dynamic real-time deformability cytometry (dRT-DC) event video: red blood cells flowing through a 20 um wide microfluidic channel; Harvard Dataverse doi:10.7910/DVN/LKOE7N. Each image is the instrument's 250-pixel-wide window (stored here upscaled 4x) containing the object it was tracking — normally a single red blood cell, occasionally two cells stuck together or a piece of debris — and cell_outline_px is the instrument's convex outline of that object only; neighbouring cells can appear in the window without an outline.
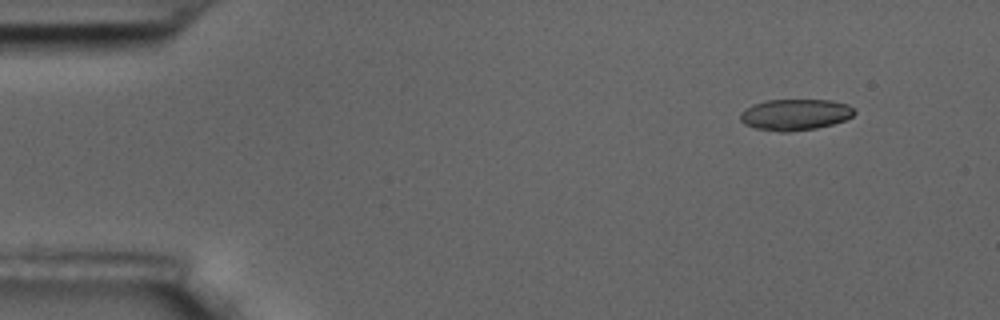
{"species": "common noctule bat (a hibernating species)", "species_latin": "Nyctalus noctula", "temperature_condition": "room temperature", "stored_images_in_passage": 5, "camera_frame_rate_fps": 3000, "um_per_image_px": 0.085, "animal": {"sex": "male", "body_mass_g": 17.5, "forearm_length_mm": 52.3}, "frame": {"image": 1, "passage_image": 2, "time_ms": 0.333, "image_size_px": [1000, 320], "cell_outline_px": [[856, 112], [852, 116], [844, 120], [832, 124], [816, 128], [788, 132], [780, 132], [756, 128], [744, 124], [740, 120], [740, 112], [752, 104], [768, 100], [832, 100], [848, 104], [856, 108]], "centroid_in_image_um": [67.6, 9.73], "position_along_channel_um": 17.4, "area_um2": 20.87}}
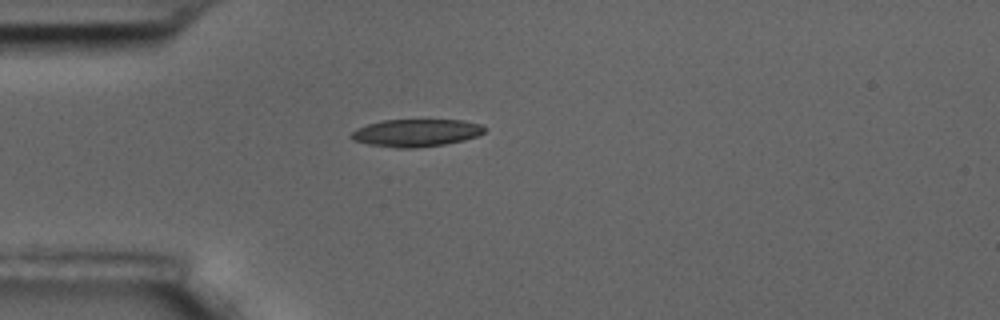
{"frame": {"image": 2, "passage_image": 5, "time_ms": 1.333, "image_size_px": [1000, 320], "cell_outline_px": [[488, 128], [484, 132], [476, 136], [464, 140], [444, 144], [416, 148], [396, 148], [368, 144], [352, 140], [348, 136], [356, 128], [368, 124], [384, 120], [460, 120], [480, 124]], "centroid_in_image_um": [35.35, 11.29], "position_along_channel_um": 49.7, "area_um2": 21.39}}